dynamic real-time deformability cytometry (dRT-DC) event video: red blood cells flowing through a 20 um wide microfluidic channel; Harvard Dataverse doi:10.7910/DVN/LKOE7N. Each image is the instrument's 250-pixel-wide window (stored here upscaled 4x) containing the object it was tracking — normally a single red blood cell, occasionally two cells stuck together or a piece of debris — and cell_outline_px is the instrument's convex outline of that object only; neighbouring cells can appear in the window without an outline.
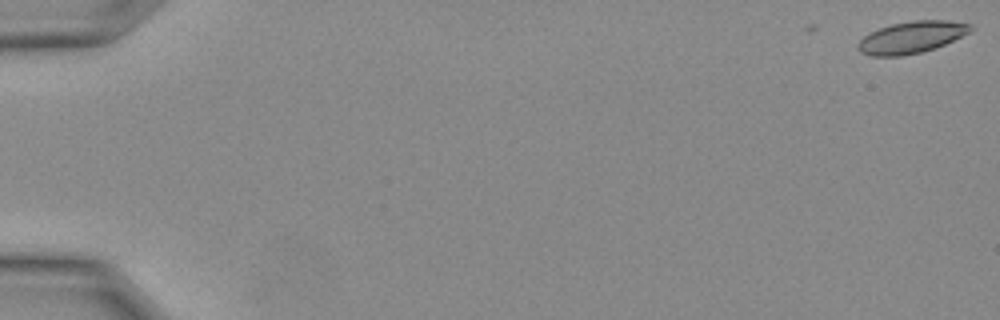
{"species": "Egyptian fruit bat (a non-hibernating species)", "species_latin": "Rousettus aegyptiacus", "temperature_condition": "warm", "stored_images_in_passage": 5, "camera_frame_rate_fps": 3000, "um_per_image_px": 0.085, "animal": {"sex": "female"}, "frame": {"image": 1, "passage_image": 1, "time_ms": 0.0, "image_size_px": [1000, 320], "cell_outline_px": [[972, 32], [936, 48], [920, 52], [900, 56], [872, 56], [860, 52], [856, 48], [856, 44], [864, 36], [880, 28], [892, 24], [912, 20], [948, 20], [972, 24]], "centroid_in_image_um": [77.5, 3.17], "position_along_channel_um": 7.5, "area_um2": 20.98}}